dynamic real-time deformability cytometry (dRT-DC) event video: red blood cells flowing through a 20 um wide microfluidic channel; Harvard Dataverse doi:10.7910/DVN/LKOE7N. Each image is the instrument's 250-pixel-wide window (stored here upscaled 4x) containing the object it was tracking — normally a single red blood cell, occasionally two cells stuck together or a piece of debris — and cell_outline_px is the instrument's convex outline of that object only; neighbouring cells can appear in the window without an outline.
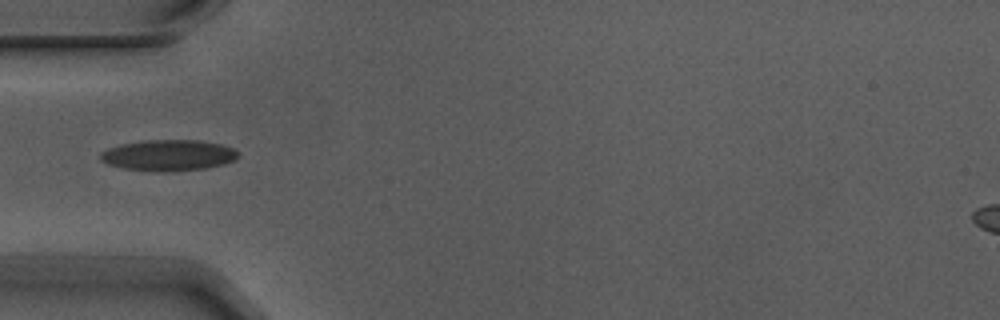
{"species": "Egyptian fruit bat (a non-hibernating species)", "species_latin": "Rousettus aegyptiacus", "temperature_condition": "warm", "stored_images_in_passage": 6, "camera_frame_rate_fps": 3000, "um_per_image_px": 0.085, "animal": {"sex": "male"}, "frame": {"image": 1, "passage_image": 3, "time_ms": 0.667, "image_size_px": [1000, 320], "cell_outline_px": [[240, 156], [236, 160], [224, 164], [204, 168], [168, 172], [156, 172], [124, 168], [108, 164], [100, 160], [100, 152], [108, 148], [124, 144], [144, 140], [196, 140], [220, 144], [232, 148]], "centroid_in_image_um": [14.31, 13.21], "position_along_channel_um": 70.7, "area_um2": 24.85}}
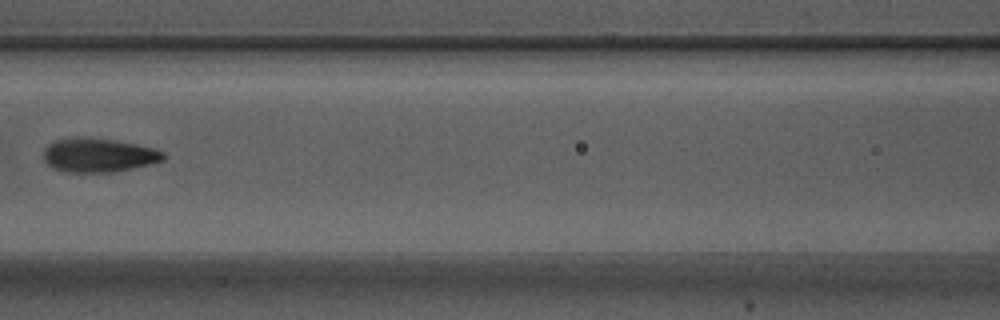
{"frame": {"image": 2, "passage_image": 5, "time_ms": 1.333, "image_size_px": [1000, 320], "cell_outline_px": [[164, 160], [152, 164], [112, 172], [64, 172], [52, 168], [44, 160], [44, 148], [48, 144], [56, 140], [76, 136], [112, 140], [136, 144], [156, 148], [164, 152]], "centroid_in_image_um": [8.37, 13.19], "position_along_channel_um": 158.2, "area_um2": 23.81}}
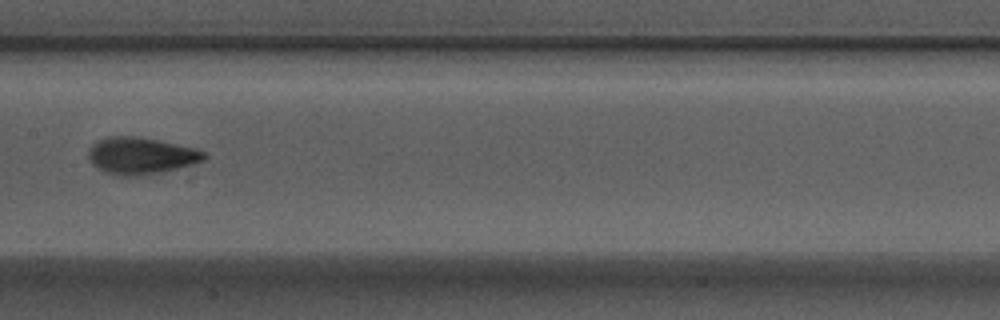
{"frame": {"image": 3, "passage_image": 6, "time_ms": 1.667, "image_size_px": [1000, 320], "cell_outline_px": [[208, 156], [204, 160], [192, 164], [160, 172], [136, 176], [112, 176], [96, 168], [88, 160], [88, 152], [92, 144], [108, 136], [136, 136], [196, 148], [204, 152]], "centroid_in_image_um": [11.93, 13.25], "position_along_channel_um": 195.5, "area_um2": 24.85}}